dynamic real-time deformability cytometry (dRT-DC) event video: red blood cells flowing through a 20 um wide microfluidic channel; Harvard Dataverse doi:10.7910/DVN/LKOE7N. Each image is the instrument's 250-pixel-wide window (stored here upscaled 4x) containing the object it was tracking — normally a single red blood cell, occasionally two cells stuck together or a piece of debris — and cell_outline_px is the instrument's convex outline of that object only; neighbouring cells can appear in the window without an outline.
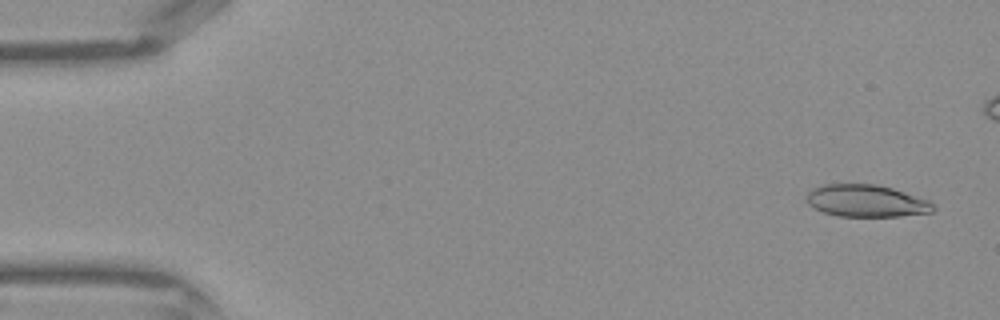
{"species": "Egyptian fruit bat (a non-hibernating species)", "species_latin": "Rousettus aegyptiacus", "temperature_condition": "warm", "stored_images_in_passage": 38, "camera_frame_rate_fps": 3000, "um_per_image_px": 0.085, "frame": {"image": 1, "passage_image": 2, "time_ms": 0.333, "image_size_px": [1000, 320], "cell_outline_px": [[936, 208], [932, 212], [900, 216], [836, 216], [824, 212], [808, 204], [804, 200], [804, 196], [812, 188], [824, 184], [876, 184], [892, 188], [928, 200]], "centroid_in_image_um": [73.59, 17.07], "position_along_channel_um": 11.4, "area_um2": 23.76}}
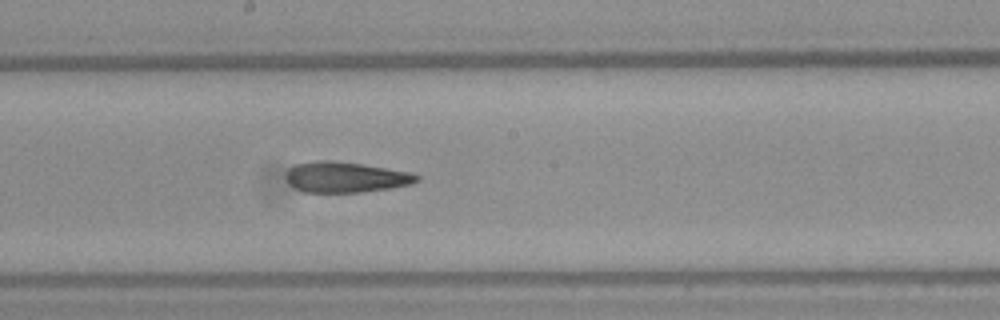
{"frame": {"image": 2, "passage_image": 23, "time_ms": 7.333, "image_size_px": [1000, 320], "cell_outline_px": [[420, 180], [412, 184], [388, 188], [360, 192], [304, 192], [288, 184], [288, 168], [296, 164], [320, 160], [328, 160], [360, 164], [412, 172], [420, 176]], "centroid_in_image_um": [29.41, 15.06], "position_along_channel_um": 218.8, "area_um2": 23.06}}
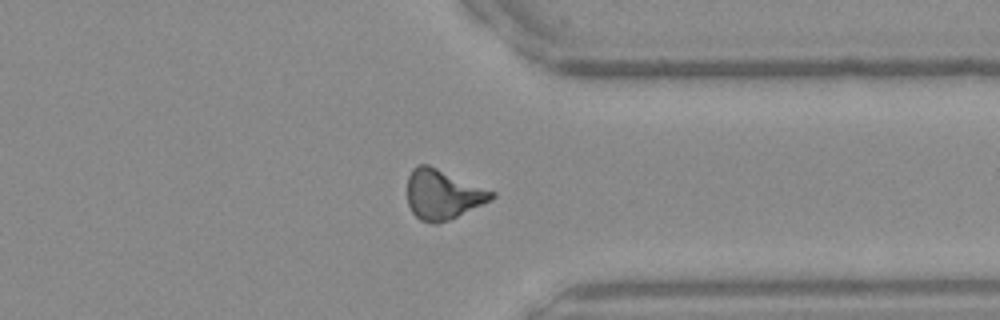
{"frame": {"image": 3, "passage_image": 33, "time_ms": 10.667, "image_size_px": [1000, 320], "cell_outline_px": [[496, 196], [448, 220], [436, 224], [432, 224], [420, 220], [412, 212], [408, 204], [408, 176], [412, 168], [416, 164], [428, 164], [496, 192]], "centroid_in_image_um": [37.59, 16.5], "position_along_channel_um": 373.8, "area_um2": 24.16}}